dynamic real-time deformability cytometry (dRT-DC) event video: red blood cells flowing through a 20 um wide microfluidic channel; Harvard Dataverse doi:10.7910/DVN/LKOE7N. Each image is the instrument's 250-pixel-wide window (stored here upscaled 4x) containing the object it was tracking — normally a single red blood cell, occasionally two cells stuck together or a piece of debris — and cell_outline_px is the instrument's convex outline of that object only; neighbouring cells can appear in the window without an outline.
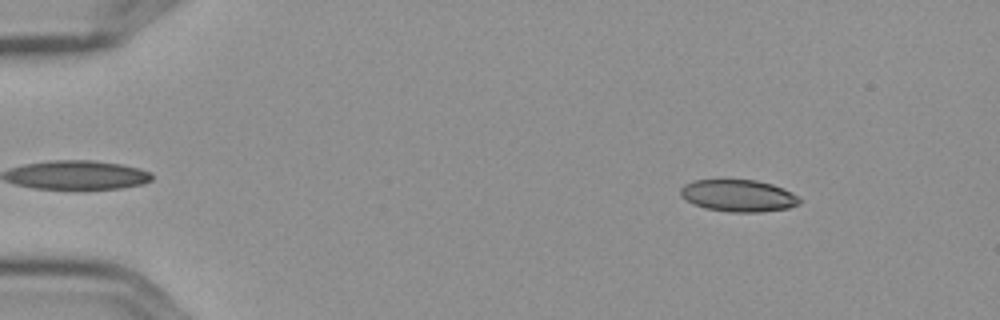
{"species": "Egyptian fruit bat (a non-hibernating species)", "species_latin": "Rousettus aegyptiacus", "temperature_condition": "cold", "stored_images_in_passage": 5, "camera_frame_rate_fps": 3000, "um_per_image_px": 0.085, "frame": {"image": 1, "passage_image": 1, "time_ms": 0.0, "image_size_px": [1000, 320], "cell_outline_px": [[800, 204], [788, 208], [760, 212], [728, 212], [704, 208], [692, 204], [680, 196], [680, 188], [684, 184], [696, 180], [756, 180], [772, 184], [784, 188], [800, 196]], "centroid_in_image_um": [62.76, 16.64], "position_along_channel_um": 22.2, "area_um2": 22.43}}
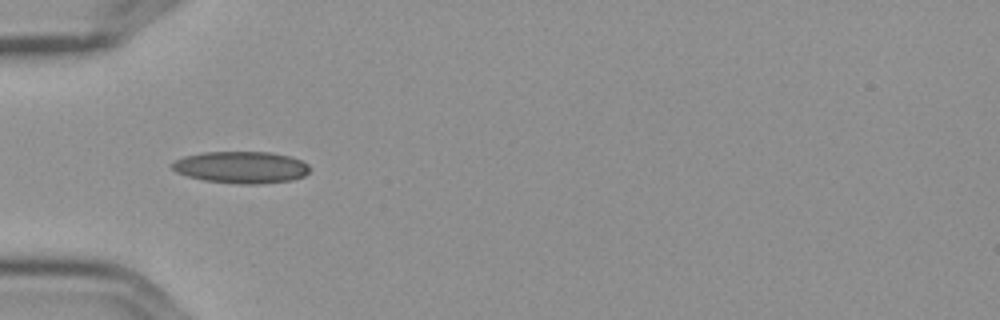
{"frame": {"image": 2, "passage_image": 4, "time_ms": 1.0, "image_size_px": [1000, 320], "cell_outline_px": [[308, 172], [304, 176], [292, 180], [256, 184], [240, 184], [204, 180], [188, 176], [176, 172], [168, 164], [172, 160], [184, 156], [204, 152], [272, 152], [292, 156], [308, 164]], "centroid_in_image_um": [20.46, 14.21], "position_along_channel_um": 64.5, "area_um2": 25.72}}
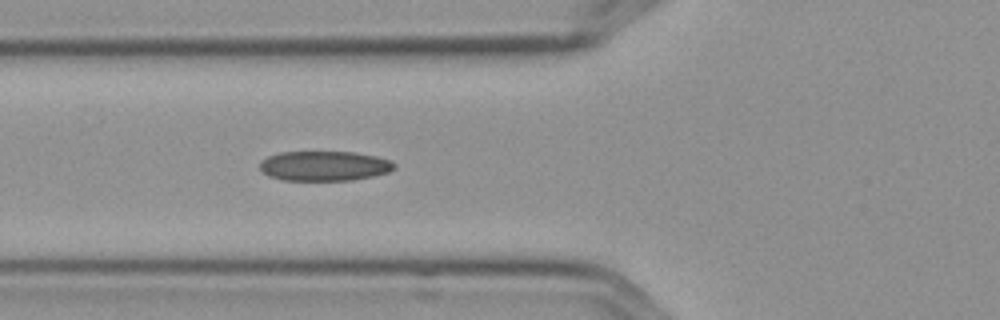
{"frame": {"image": 3, "passage_image": 5, "time_ms": 1.333, "image_size_px": [1000, 320], "cell_outline_px": [[396, 168], [388, 172], [372, 176], [348, 180], [284, 180], [268, 176], [260, 168], [260, 160], [268, 156], [280, 152], [356, 152], [376, 156], [392, 160], [396, 164]], "centroid_in_image_um": [27.58, 14.09], "position_along_channel_um": 98.2, "area_um2": 23.41}}